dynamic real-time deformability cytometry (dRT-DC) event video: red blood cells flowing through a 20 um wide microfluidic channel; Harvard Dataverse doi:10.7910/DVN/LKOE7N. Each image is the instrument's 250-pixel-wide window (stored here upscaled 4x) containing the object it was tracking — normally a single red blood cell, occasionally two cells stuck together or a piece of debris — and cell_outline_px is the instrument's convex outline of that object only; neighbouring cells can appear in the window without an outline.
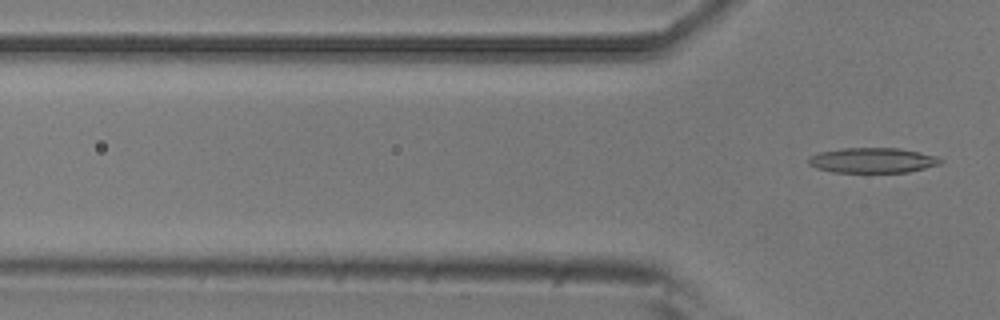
{"species": "common noctule bat (a hibernating species)", "species_latin": "Nyctalus noctula", "temperature_condition": "room temperature", "stored_images_in_passage": 4, "segment_of_instrument_passage": [2, 2], "camera_frame_rate_fps": 3000, "um_per_image_px": 0.085, "animal": {"sex": "male", "body_mass_g": 20.5, "forearm_length_mm": 52.5}, "frame": {"image": 1, "passage_image": 4, "time_ms": 1.0, "image_size_px": [1000, 320], "cell_outline_px": [[940, 164], [908, 172], [832, 172], [816, 168], [808, 164], [808, 160], [812, 156], [820, 152], [840, 148], [900, 148], [920, 152], [936, 156], [940, 160]], "centroid_in_image_um": [74.14, 13.62], "position_along_channel_um": 51.7, "area_um2": 19.19}}